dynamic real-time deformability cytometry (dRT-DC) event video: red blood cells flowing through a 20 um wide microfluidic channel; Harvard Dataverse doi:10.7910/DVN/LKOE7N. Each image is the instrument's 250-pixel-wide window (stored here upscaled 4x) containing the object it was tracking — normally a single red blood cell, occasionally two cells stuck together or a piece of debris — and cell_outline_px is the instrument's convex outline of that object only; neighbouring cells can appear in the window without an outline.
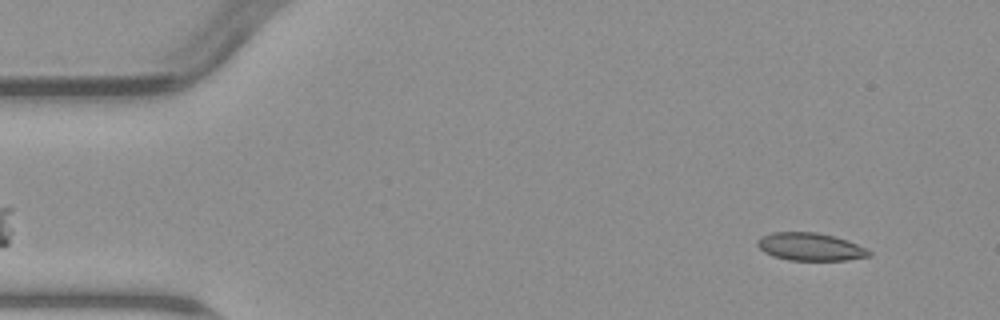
{"species": "common noctule bat (a hibernating species)", "species_latin": "Nyctalus noctula", "temperature_condition": "warm", "stored_images_in_passage": 6, "camera_frame_rate_fps": 3000, "um_per_image_px": 0.085, "animal": {"sex": "male", "body_mass_g": 23.1, "forearm_length_mm": 52.7}, "frame": {"image": 1, "passage_image": 2, "time_ms": 1.0, "image_size_px": [1000, 320], "cell_outline_px": [[872, 256], [848, 260], [788, 260], [772, 256], [764, 252], [756, 244], [756, 240], [760, 236], [772, 232], [816, 232], [848, 240], [872, 252]], "centroid_in_image_um": [68.84, 20.98], "position_along_channel_um": 16.2, "area_um2": 18.15}}
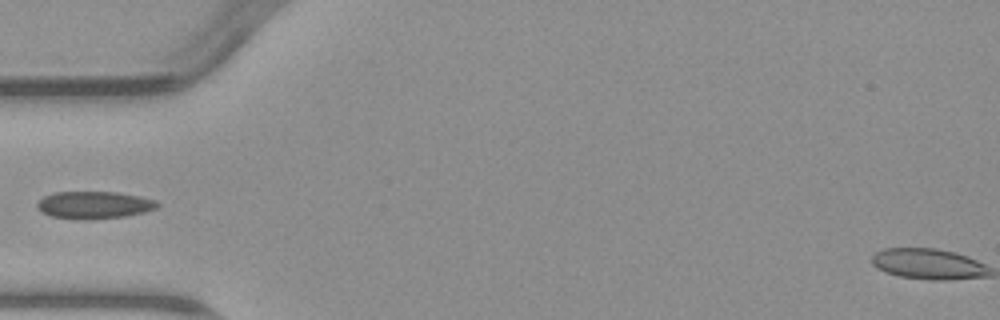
{"frame": {"image": 2, "passage_image": 5, "time_ms": 5.333, "image_size_px": [1000, 320], "cell_outline_px": [[160, 204], [156, 208], [144, 212], [124, 216], [88, 220], [76, 220], [48, 216], [40, 212], [36, 208], [36, 204], [44, 196], [56, 192], [116, 192], [140, 196], [156, 200]], "centroid_in_image_um": [7.96, 17.44], "position_along_channel_um": 77.0, "area_um2": 19.42}}
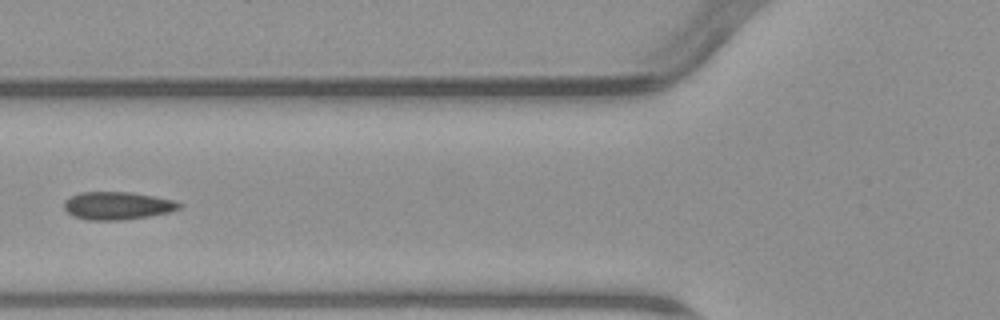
{"frame": {"image": 3, "passage_image": 6, "time_ms": 6.333, "image_size_px": [1000, 320], "cell_outline_px": [[184, 204], [180, 208], [168, 212], [148, 216], [124, 220], [88, 220], [72, 216], [64, 208], [64, 200], [80, 192], [128, 192], [156, 196], [172, 200]], "centroid_in_image_um": [9.97, 17.48], "position_along_channel_um": 115.8, "area_um2": 18.67}}